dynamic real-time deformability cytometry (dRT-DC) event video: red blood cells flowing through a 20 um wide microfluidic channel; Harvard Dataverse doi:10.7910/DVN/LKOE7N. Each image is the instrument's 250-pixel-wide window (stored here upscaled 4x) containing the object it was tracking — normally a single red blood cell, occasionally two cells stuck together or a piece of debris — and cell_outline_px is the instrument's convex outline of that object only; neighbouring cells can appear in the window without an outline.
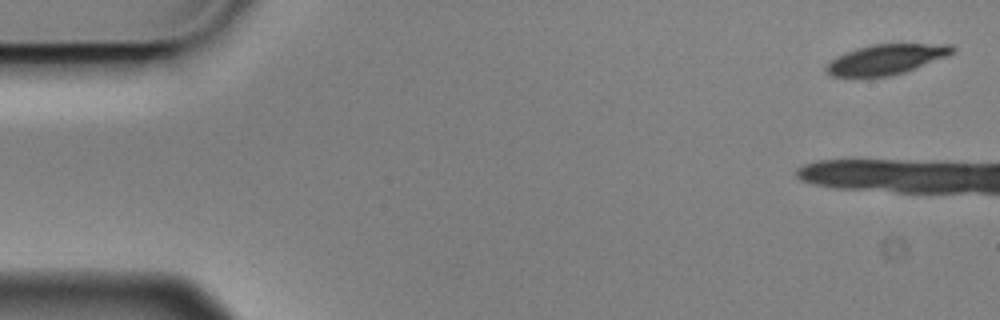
{"species": "Egyptian fruit bat (a non-hibernating species)", "species_latin": "Rousettus aegyptiacus", "temperature_condition": "cold", "stored_images_in_passage": 5, "camera_frame_rate_fps": 3000, "um_per_image_px": 0.085, "animal": {"sex": "male"}, "frame": {"image": 1, "passage_image": 1, "time_ms": 0.0, "image_size_px": [1000, 320], "cell_outline_px": [[956, 52], [948, 56], [904, 72], [888, 76], [832, 76], [824, 68], [836, 56], [844, 52], [856, 48], [872, 44], [952, 44], [956, 48]], "centroid_in_image_um": [75.36, 5.02], "position_along_channel_um": 9.6, "area_um2": 22.02}}